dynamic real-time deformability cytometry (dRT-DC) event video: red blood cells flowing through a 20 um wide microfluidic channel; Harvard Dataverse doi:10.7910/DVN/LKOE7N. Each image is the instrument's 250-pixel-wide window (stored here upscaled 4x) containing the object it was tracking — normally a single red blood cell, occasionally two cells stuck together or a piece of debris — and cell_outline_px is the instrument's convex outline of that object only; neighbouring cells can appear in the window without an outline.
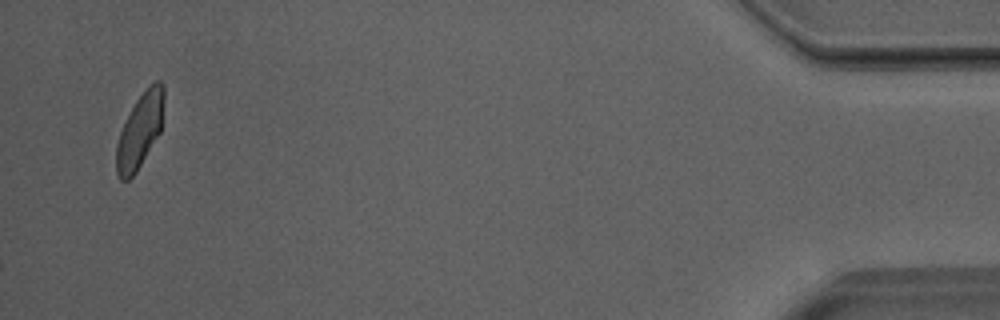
{"species": "Egyptian fruit bat (a non-hibernating species)", "species_latin": "Rousettus aegyptiacus", "temperature_condition": "room temperature", "stored_images_in_passage": 15, "camera_frame_rate_fps": 3000, "um_per_image_px": 0.085, "animal": {"sex": "male"}, "frame": {"image": 1, "passage_image": 15, "time_ms": 17.0, "image_size_px": [1000, 320], "cell_outline_px": [[164, 96], [160, 132], [136, 172], [128, 180], [120, 180], [116, 172], [116, 144], [120, 132], [136, 100], [156, 80], [160, 80], [164, 84]], "centroid_in_image_um": [11.88, 11.13], "position_along_channel_um": 423.3, "area_um2": 20.23}, "authors_computed_cell_mechanics": {"area_um2": 20.1722, "velocity_mm_per_s": 3.9748, "shape_relaxation_time_tau1_ms": 2.3232, "shape_relaxation_time_tau2_ms": 1.0551, "deformation_change_tau1": 0.1243, "deformation_change_tau2": 0.0704}}